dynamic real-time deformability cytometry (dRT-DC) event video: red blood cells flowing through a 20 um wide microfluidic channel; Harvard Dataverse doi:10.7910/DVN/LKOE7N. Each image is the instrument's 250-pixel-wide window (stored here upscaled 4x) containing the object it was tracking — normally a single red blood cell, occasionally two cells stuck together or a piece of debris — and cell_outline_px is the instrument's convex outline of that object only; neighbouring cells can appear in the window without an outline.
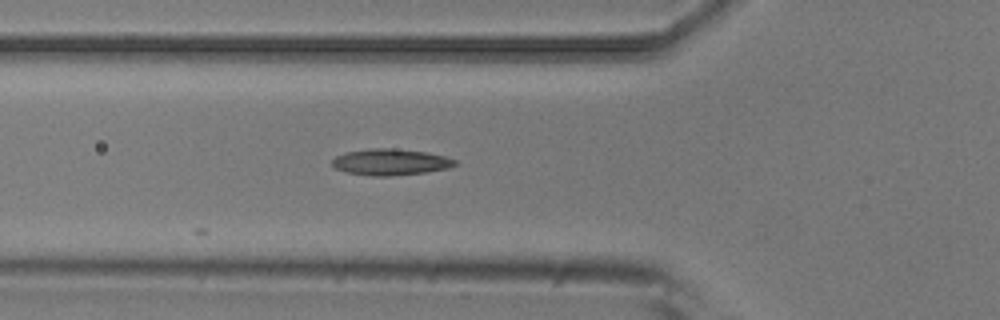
{"species": "common noctule bat (a hibernating species)", "species_latin": "Nyctalus noctula", "temperature_condition": "room temperature", "stored_images_in_passage": 5, "camera_frame_rate_fps": 3000, "um_per_image_px": 0.085, "animal": {"sex": "male", "body_mass_g": 20.5, "forearm_length_mm": 52.5}, "frame": {"image": 1, "passage_image": 5, "time_ms": 1.333, "image_size_px": [1000, 320], "cell_outline_px": [[456, 164], [448, 168], [424, 172], [392, 176], [372, 176], [348, 172], [336, 168], [332, 164], [332, 160], [336, 156], [344, 152], [368, 148], [392, 148], [428, 152], [444, 156], [456, 160]], "centroid_in_image_um": [33.18, 13.76], "position_along_channel_um": 92.6, "area_um2": 18.79}}